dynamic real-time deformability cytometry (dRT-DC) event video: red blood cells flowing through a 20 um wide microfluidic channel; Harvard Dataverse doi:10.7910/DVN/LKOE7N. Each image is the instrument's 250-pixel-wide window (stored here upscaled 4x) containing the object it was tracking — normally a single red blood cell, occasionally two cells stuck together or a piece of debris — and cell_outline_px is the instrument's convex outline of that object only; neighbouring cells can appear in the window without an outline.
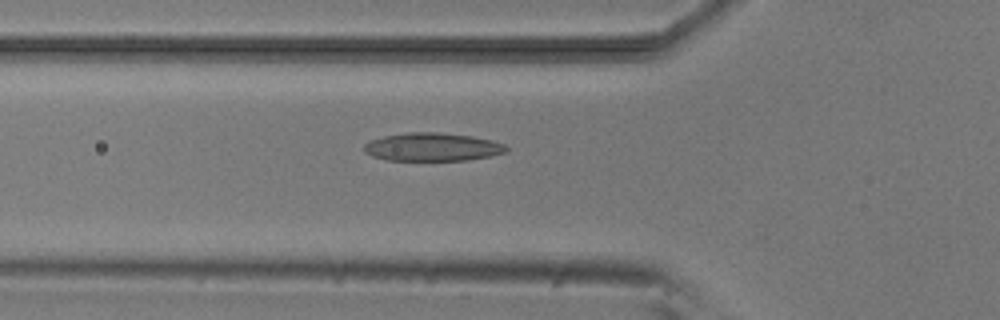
{"species": "common noctule bat (a hibernating species)", "species_latin": "Nyctalus noctula", "temperature_condition": "room temperature", "stored_images_in_passage": 53, "camera_frame_rate_fps": 3000, "um_per_image_px": 0.085, "animal": {"sex": "male", "body_mass_g": 20.5, "forearm_length_mm": 52.5}, "frame": {"image": 1, "passage_image": 18, "time_ms": 5.667, "image_size_px": [1000, 320], "cell_outline_px": [[508, 152], [492, 156], [468, 160], [388, 160], [372, 156], [364, 152], [364, 144], [372, 140], [384, 136], [408, 132], [436, 132], [472, 136], [492, 140], [504, 144], [508, 148]], "centroid_in_image_um": [36.79, 12.49], "position_along_channel_um": 89.0, "area_um2": 23.41}}
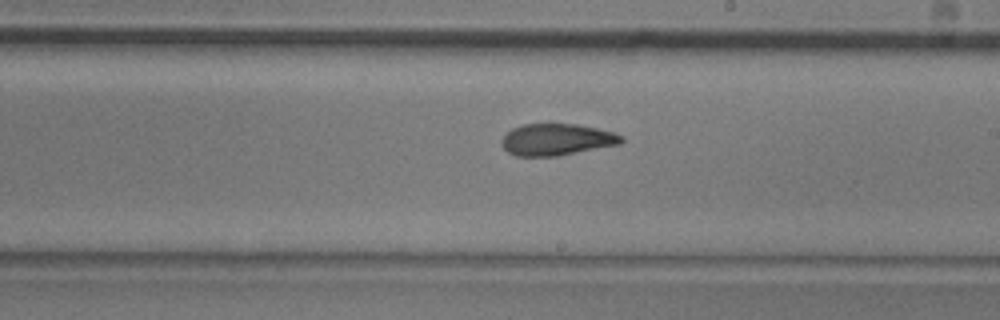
{"frame": {"image": 2, "passage_image": 30, "time_ms": 9.667, "image_size_px": [1000, 320], "cell_outline_px": [[624, 140], [620, 144], [556, 156], [516, 156], [508, 152], [504, 148], [500, 140], [512, 128], [524, 124], [576, 124], [596, 128], [612, 132], [624, 136]], "centroid_in_image_um": [47.31, 11.86], "position_along_channel_um": 241.7, "area_um2": 21.96}}
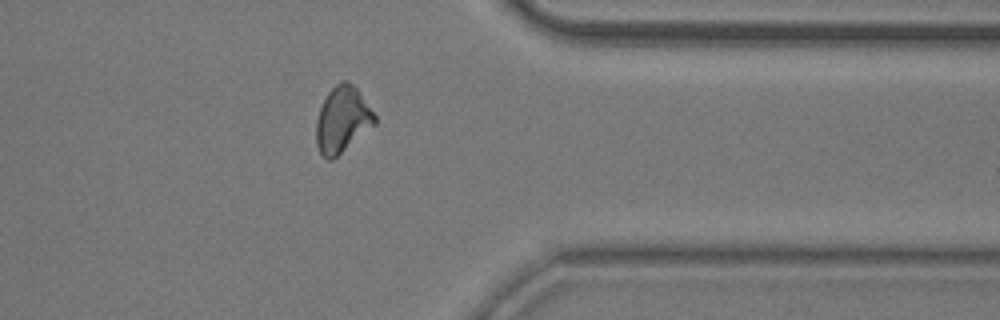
{"frame": {"image": 3, "passage_image": 42, "time_ms": 13.667, "image_size_px": [1000, 320], "cell_outline_px": [[376, 124], [332, 160], [328, 160], [320, 152], [316, 144], [316, 120], [320, 108], [328, 92], [340, 80], [348, 80], [356, 88], [376, 116]], "centroid_in_image_um": [29.09, 10.16], "position_along_channel_um": 382.3, "area_um2": 22.31}, "authors_computed_cell_mechanics": {"area_um2": 22.3108, "velocity_mm_per_s": 3.7847, "shape_relaxation_time_tau1_ms": 5.3717, "shape_relaxation_time_tau2_ms": 2.3363, "deformation_change_tau1": 0.1529, "deformation_change_tau2": 0.0998}}